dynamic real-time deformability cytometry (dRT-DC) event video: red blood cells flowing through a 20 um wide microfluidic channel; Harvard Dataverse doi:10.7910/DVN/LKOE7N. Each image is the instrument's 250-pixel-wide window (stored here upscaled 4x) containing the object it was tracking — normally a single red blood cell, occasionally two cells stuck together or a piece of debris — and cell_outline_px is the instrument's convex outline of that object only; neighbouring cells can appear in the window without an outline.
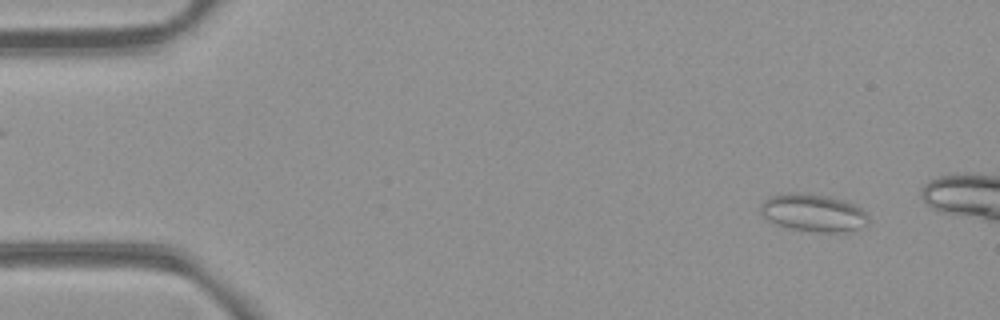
{"species": "common noctule bat (a hibernating species)", "species_latin": "Nyctalus noctula", "temperature_condition": "room temperature", "stored_images_in_passage": 4, "camera_frame_rate_fps": 3000, "um_per_image_px": 0.085, "animal": {"sex": "female", "body_mass_g": 21.9}, "frame": {"image": 1, "passage_image": 1, "time_ms": 0.0, "image_size_px": [1000, 320], "cell_outline_px": [[868, 224], [860, 228], [844, 232], [816, 232], [792, 228], [776, 224], [768, 220], [760, 212], [760, 204], [768, 196], [828, 196], [844, 200], [860, 208], [868, 216]], "centroid_in_image_um": [69.17, 18.14], "position_along_channel_um": 15.8, "area_um2": 22.66}}